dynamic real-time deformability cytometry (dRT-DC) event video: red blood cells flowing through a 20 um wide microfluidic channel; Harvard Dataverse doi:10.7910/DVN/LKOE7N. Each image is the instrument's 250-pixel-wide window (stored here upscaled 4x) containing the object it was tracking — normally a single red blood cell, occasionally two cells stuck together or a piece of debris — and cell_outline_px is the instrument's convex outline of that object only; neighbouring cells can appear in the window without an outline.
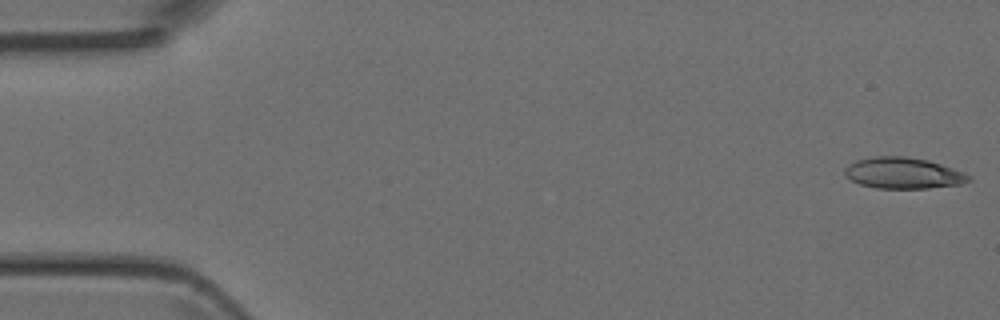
{"species": "Egyptian fruit bat (a non-hibernating species)", "species_latin": "Rousettus aegyptiacus", "temperature_condition": "room temperature", "stored_images_in_passage": 49, "camera_frame_rate_fps": 3000, "um_per_image_px": 0.085, "animal": {"sex": "female"}, "frame": {"image": 1, "passage_image": 1, "time_ms": 0.0, "image_size_px": [1000, 320], "cell_outline_px": [[972, 180], [960, 184], [928, 188], [876, 188], [860, 184], [844, 176], [844, 168], [848, 164], [856, 160], [872, 156], [904, 156], [928, 160], [964, 172], [972, 176]], "centroid_in_image_um": [76.75, 14.71], "position_along_channel_um": 8.2, "area_um2": 22.6}}
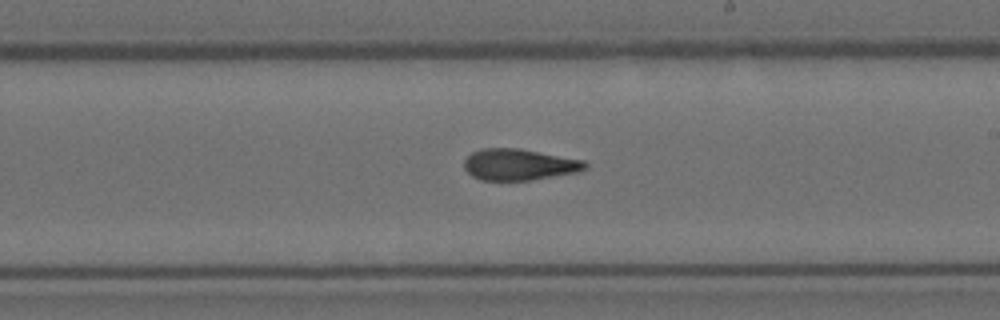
{"frame": {"image": 2, "passage_image": 28, "time_ms": 9.0, "image_size_px": [1000, 320], "cell_outline_px": [[588, 168], [580, 172], [532, 180], [480, 180], [472, 176], [464, 168], [464, 160], [472, 152], [484, 148], [520, 148], [584, 160], [588, 164]], "centroid_in_image_um": [44.16, 13.99], "position_along_channel_um": 244.8, "area_um2": 22.31}}
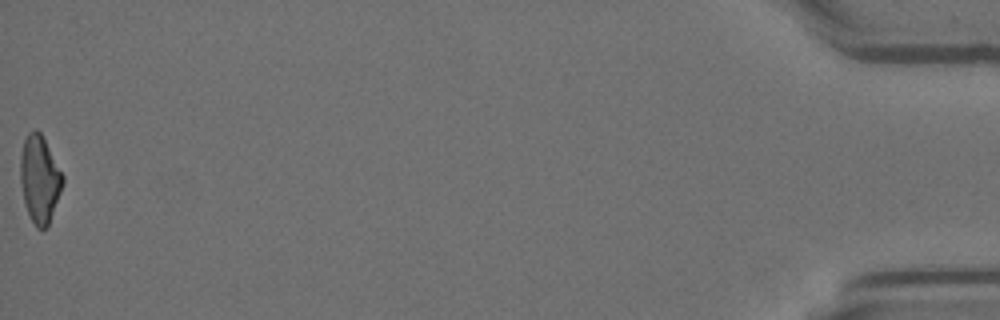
{"frame": {"image": 3, "passage_image": 49, "time_ms": 16.0, "image_size_px": [1000, 320], "cell_outline_px": [[64, 180], [48, 228], [36, 228], [28, 212], [24, 200], [20, 180], [20, 156], [24, 140], [28, 132], [32, 128], [36, 128], [40, 132], [64, 176]], "centroid_in_image_um": [3.36, 15.2], "position_along_channel_um": 431.8, "area_um2": 21.39}}